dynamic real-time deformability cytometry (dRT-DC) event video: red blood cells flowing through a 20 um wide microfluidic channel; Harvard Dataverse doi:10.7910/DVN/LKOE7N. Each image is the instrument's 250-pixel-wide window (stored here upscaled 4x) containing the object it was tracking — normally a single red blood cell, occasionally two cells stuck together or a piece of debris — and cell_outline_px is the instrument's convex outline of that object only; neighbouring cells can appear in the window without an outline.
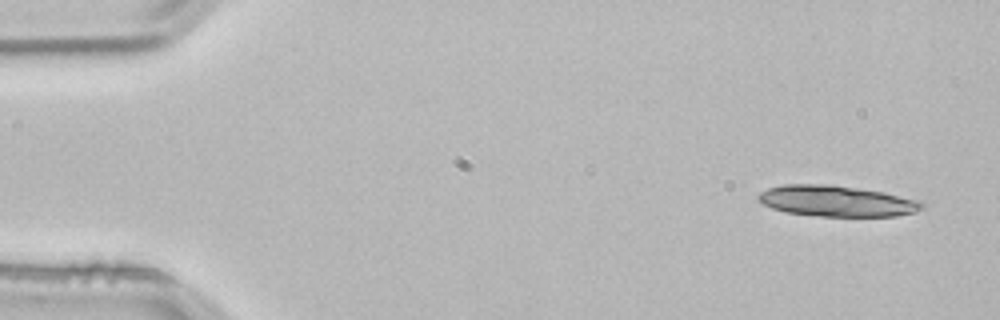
{"species": "common noctule bat (a hibernating species)", "species_latin": "Nyctalus noctula", "temperature_condition": "room temperature", "stored_images_in_passage": 3, "camera_frame_rate_fps": 3000, "um_per_image_px": 0.085, "animal": {"sex": "male", "body_mass_g": 21.5, "forearm_length_mm": 52.0}, "frame": {"image": 1, "passage_image": 1, "time_ms": 0.0, "image_size_px": [1000, 320], "cell_outline_px": [[924, 204], [916, 212], [896, 216], [820, 216], [784, 212], [772, 208], [764, 204], [756, 196], [760, 192], [768, 188], [784, 184], [832, 184], [884, 192], [920, 200]], "centroid_in_image_um": [71.1, 17.08], "position_along_channel_um": 13.9, "area_um2": 29.54}}